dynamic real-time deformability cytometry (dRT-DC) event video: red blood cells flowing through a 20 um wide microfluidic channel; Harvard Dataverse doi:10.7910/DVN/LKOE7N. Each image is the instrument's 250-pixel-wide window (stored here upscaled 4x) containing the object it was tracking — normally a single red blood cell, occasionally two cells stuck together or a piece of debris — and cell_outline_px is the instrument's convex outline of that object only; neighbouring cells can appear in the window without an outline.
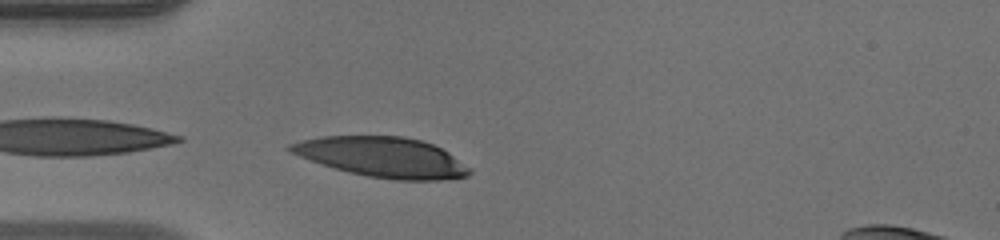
{"species": "human", "species_latin": "Homo sapiens", "temperature_condition": "warm", "stored_images_in_passage": 30, "camera_frame_rate_fps": 3000, "um_per_image_px": 0.085, "donor": {"sex": "male"}, "frame": {"image": 1, "passage_image": 1, "time_ms": 0.0, "image_size_px": [1000, 240], "cell_outline_px": [[472, 172], [468, 176], [440, 180], [396, 180], [368, 176], [348, 172], [288, 152], [284, 148], [288, 144], [300, 140], [320, 136], [404, 136], [420, 140], [432, 144], [448, 152], [472, 168]], "centroid_in_image_um": [32.51, 13.35], "position_along_channel_um": 52.5, "area_um2": 41.85}}
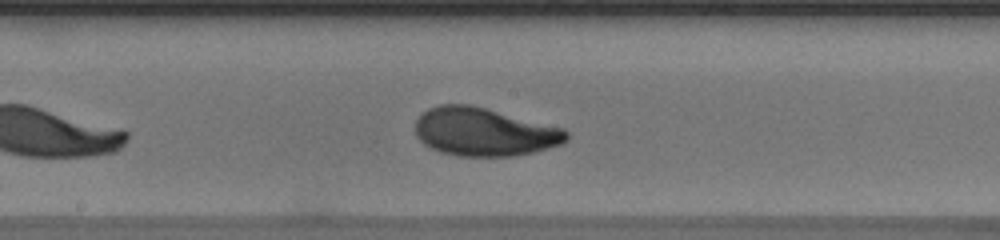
{"frame": {"image": 2, "passage_image": 13, "time_ms": 4.0, "image_size_px": [1000, 240], "cell_outline_px": [[568, 140], [564, 144], [532, 152], [512, 156], [460, 156], [440, 152], [424, 144], [416, 136], [416, 120], [428, 108], [440, 104], [472, 104], [564, 128], [568, 132]], "centroid_in_image_um": [41.17, 11.2], "position_along_channel_um": 207.0, "area_um2": 42.66}}
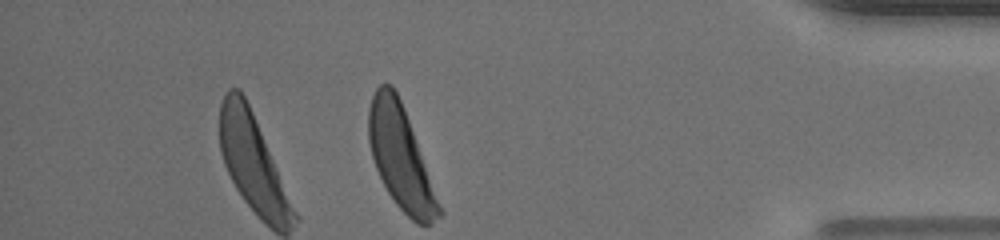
{"frame": {"image": 3, "passage_image": 30, "time_ms": 9.667, "image_size_px": [1000, 240], "cell_outline_px": [[444, 212], [432, 224], [416, 224], [396, 204], [388, 192], [376, 168], [372, 156], [368, 140], [368, 108], [372, 96], [376, 88], [380, 84], [392, 84], [400, 100], [408, 120]], "centroid_in_image_um": [34.05, 13.42], "position_along_channel_um": 401.2, "area_um2": 41.5}, "authors_computed_cell_mechanics": {"area_um2": 42.1651, "velocity_mm_per_s": 4.1109, "shape_relaxation_time_tau1_ms": 2.5605, "shape_relaxation_time_tau2_ms": 3.1782, "deformation_change_tau1": 0.1542, "deformation_change_tau2": 0.1002}}